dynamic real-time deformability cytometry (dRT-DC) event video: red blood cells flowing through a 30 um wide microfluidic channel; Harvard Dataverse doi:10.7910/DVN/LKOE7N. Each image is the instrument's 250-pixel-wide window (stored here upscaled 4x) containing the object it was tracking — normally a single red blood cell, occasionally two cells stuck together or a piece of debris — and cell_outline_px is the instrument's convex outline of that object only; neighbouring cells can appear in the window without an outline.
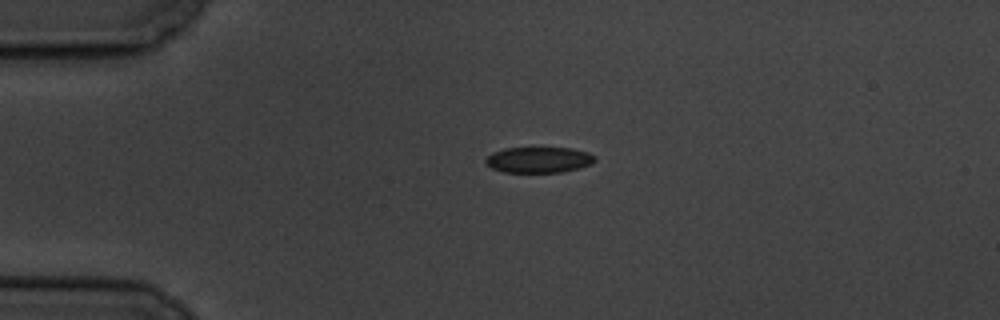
{"species": "common noctule bat (a hibernating species)", "species_latin": "Nyctalus noctula", "temperature_condition": "cold", "stored_images_in_passage": 2, "camera_frame_rate_fps": 3000, "um_per_image_px": 0.085, "animal": {"sex": "male", "body_mass_g": 19.5, "forearm_length_mm": 54.6}, "frame": {"image": 1, "passage_image": 1, "time_ms": 0.0, "image_size_px": [1000, 320], "cell_outline_px": [[596, 160], [592, 164], [580, 168], [560, 172], [504, 172], [492, 168], [484, 164], [484, 160], [492, 152], [504, 148], [572, 148], [588, 152], [596, 156]], "centroid_in_image_um": [45.8, 13.58], "position_along_channel_um": 39.2, "area_um2": 16.59}}